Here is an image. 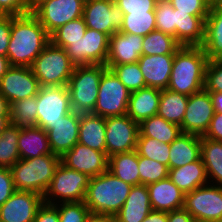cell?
Listing matches in <instances>:
<instances>
[{
  "mask_svg": "<svg viewBox=\"0 0 222 222\" xmlns=\"http://www.w3.org/2000/svg\"><path fill=\"white\" fill-rule=\"evenodd\" d=\"M50 43V35L31 13L12 15L10 41L6 57L10 66L31 67Z\"/></svg>",
  "mask_w": 222,
  "mask_h": 222,
  "instance_id": "6da1fadb",
  "label": "cell"
},
{
  "mask_svg": "<svg viewBox=\"0 0 222 222\" xmlns=\"http://www.w3.org/2000/svg\"><path fill=\"white\" fill-rule=\"evenodd\" d=\"M207 63L201 46H181L174 55L167 89L187 96L202 91Z\"/></svg>",
  "mask_w": 222,
  "mask_h": 222,
  "instance_id": "7a4b0ae2",
  "label": "cell"
},
{
  "mask_svg": "<svg viewBox=\"0 0 222 222\" xmlns=\"http://www.w3.org/2000/svg\"><path fill=\"white\" fill-rule=\"evenodd\" d=\"M131 188L132 185L107 170L90 178L84 203L91 214L115 216L124 205Z\"/></svg>",
  "mask_w": 222,
  "mask_h": 222,
  "instance_id": "3957f363",
  "label": "cell"
},
{
  "mask_svg": "<svg viewBox=\"0 0 222 222\" xmlns=\"http://www.w3.org/2000/svg\"><path fill=\"white\" fill-rule=\"evenodd\" d=\"M60 162L61 157L53 153L19 159L10 168L16 191H33L43 196Z\"/></svg>",
  "mask_w": 222,
  "mask_h": 222,
  "instance_id": "277c9868",
  "label": "cell"
},
{
  "mask_svg": "<svg viewBox=\"0 0 222 222\" xmlns=\"http://www.w3.org/2000/svg\"><path fill=\"white\" fill-rule=\"evenodd\" d=\"M106 65L75 66L67 84L72 110L80 114L92 113L98 98L101 76Z\"/></svg>",
  "mask_w": 222,
  "mask_h": 222,
  "instance_id": "5b68a950",
  "label": "cell"
},
{
  "mask_svg": "<svg viewBox=\"0 0 222 222\" xmlns=\"http://www.w3.org/2000/svg\"><path fill=\"white\" fill-rule=\"evenodd\" d=\"M31 69L38 79L40 87L67 86L75 65L64 48L57 47L50 42L36 57Z\"/></svg>",
  "mask_w": 222,
  "mask_h": 222,
  "instance_id": "8992f818",
  "label": "cell"
},
{
  "mask_svg": "<svg viewBox=\"0 0 222 222\" xmlns=\"http://www.w3.org/2000/svg\"><path fill=\"white\" fill-rule=\"evenodd\" d=\"M90 177L74 169L68 168L62 162L55 169L54 176L43 195L48 204L82 202L85 199Z\"/></svg>",
  "mask_w": 222,
  "mask_h": 222,
  "instance_id": "52a82bcc",
  "label": "cell"
},
{
  "mask_svg": "<svg viewBox=\"0 0 222 222\" xmlns=\"http://www.w3.org/2000/svg\"><path fill=\"white\" fill-rule=\"evenodd\" d=\"M130 94L113 71L107 68L101 76L97 102L91 114L104 118L125 115Z\"/></svg>",
  "mask_w": 222,
  "mask_h": 222,
  "instance_id": "ba28073f",
  "label": "cell"
},
{
  "mask_svg": "<svg viewBox=\"0 0 222 222\" xmlns=\"http://www.w3.org/2000/svg\"><path fill=\"white\" fill-rule=\"evenodd\" d=\"M183 208L196 222L222 220V186L208 183L186 193Z\"/></svg>",
  "mask_w": 222,
  "mask_h": 222,
  "instance_id": "9c48e42d",
  "label": "cell"
},
{
  "mask_svg": "<svg viewBox=\"0 0 222 222\" xmlns=\"http://www.w3.org/2000/svg\"><path fill=\"white\" fill-rule=\"evenodd\" d=\"M66 54L75 66L105 65L109 51V36L103 32L87 28L83 37L69 41Z\"/></svg>",
  "mask_w": 222,
  "mask_h": 222,
  "instance_id": "30bf717a",
  "label": "cell"
},
{
  "mask_svg": "<svg viewBox=\"0 0 222 222\" xmlns=\"http://www.w3.org/2000/svg\"><path fill=\"white\" fill-rule=\"evenodd\" d=\"M37 97V127L45 131L72 110L67 86L40 87Z\"/></svg>",
  "mask_w": 222,
  "mask_h": 222,
  "instance_id": "8fae6325",
  "label": "cell"
},
{
  "mask_svg": "<svg viewBox=\"0 0 222 222\" xmlns=\"http://www.w3.org/2000/svg\"><path fill=\"white\" fill-rule=\"evenodd\" d=\"M84 4L78 0H44L31 13L51 35L69 21L82 17Z\"/></svg>",
  "mask_w": 222,
  "mask_h": 222,
  "instance_id": "7c38bea8",
  "label": "cell"
},
{
  "mask_svg": "<svg viewBox=\"0 0 222 222\" xmlns=\"http://www.w3.org/2000/svg\"><path fill=\"white\" fill-rule=\"evenodd\" d=\"M82 17L87 28L111 37L115 32L120 31L124 13L114 0H88L84 4Z\"/></svg>",
  "mask_w": 222,
  "mask_h": 222,
  "instance_id": "4fadbf2b",
  "label": "cell"
},
{
  "mask_svg": "<svg viewBox=\"0 0 222 222\" xmlns=\"http://www.w3.org/2000/svg\"><path fill=\"white\" fill-rule=\"evenodd\" d=\"M106 154L130 152L136 149L139 124L127 114L105 118Z\"/></svg>",
  "mask_w": 222,
  "mask_h": 222,
  "instance_id": "5bb4252c",
  "label": "cell"
},
{
  "mask_svg": "<svg viewBox=\"0 0 222 222\" xmlns=\"http://www.w3.org/2000/svg\"><path fill=\"white\" fill-rule=\"evenodd\" d=\"M40 89L38 79L31 67L10 66L0 79V93L9 104L28 97L36 96Z\"/></svg>",
  "mask_w": 222,
  "mask_h": 222,
  "instance_id": "9a60e30c",
  "label": "cell"
},
{
  "mask_svg": "<svg viewBox=\"0 0 222 222\" xmlns=\"http://www.w3.org/2000/svg\"><path fill=\"white\" fill-rule=\"evenodd\" d=\"M214 113L211 97L205 89L190 95L182 125L180 126L182 133L203 136Z\"/></svg>",
  "mask_w": 222,
  "mask_h": 222,
  "instance_id": "2e32d148",
  "label": "cell"
},
{
  "mask_svg": "<svg viewBox=\"0 0 222 222\" xmlns=\"http://www.w3.org/2000/svg\"><path fill=\"white\" fill-rule=\"evenodd\" d=\"M43 196L33 191H15L0 206V222H33Z\"/></svg>",
  "mask_w": 222,
  "mask_h": 222,
  "instance_id": "e0dca14e",
  "label": "cell"
},
{
  "mask_svg": "<svg viewBox=\"0 0 222 222\" xmlns=\"http://www.w3.org/2000/svg\"><path fill=\"white\" fill-rule=\"evenodd\" d=\"M108 159L106 152L77 143L61 157V162L68 168L85 173L91 178L108 170Z\"/></svg>",
  "mask_w": 222,
  "mask_h": 222,
  "instance_id": "ac0fdd59",
  "label": "cell"
},
{
  "mask_svg": "<svg viewBox=\"0 0 222 222\" xmlns=\"http://www.w3.org/2000/svg\"><path fill=\"white\" fill-rule=\"evenodd\" d=\"M79 126L80 113L71 111L46 130L53 154L62 157L78 143Z\"/></svg>",
  "mask_w": 222,
  "mask_h": 222,
  "instance_id": "d6986e66",
  "label": "cell"
},
{
  "mask_svg": "<svg viewBox=\"0 0 222 222\" xmlns=\"http://www.w3.org/2000/svg\"><path fill=\"white\" fill-rule=\"evenodd\" d=\"M143 36L128 32H115L109 37V51L106 66L138 62L142 56Z\"/></svg>",
  "mask_w": 222,
  "mask_h": 222,
  "instance_id": "ffe728a7",
  "label": "cell"
},
{
  "mask_svg": "<svg viewBox=\"0 0 222 222\" xmlns=\"http://www.w3.org/2000/svg\"><path fill=\"white\" fill-rule=\"evenodd\" d=\"M175 54L142 55L138 64L147 87L165 90L168 87Z\"/></svg>",
  "mask_w": 222,
  "mask_h": 222,
  "instance_id": "44dd1931",
  "label": "cell"
},
{
  "mask_svg": "<svg viewBox=\"0 0 222 222\" xmlns=\"http://www.w3.org/2000/svg\"><path fill=\"white\" fill-rule=\"evenodd\" d=\"M154 211L170 212L183 208L184 195L169 177L147 185Z\"/></svg>",
  "mask_w": 222,
  "mask_h": 222,
  "instance_id": "7402d4cb",
  "label": "cell"
},
{
  "mask_svg": "<svg viewBox=\"0 0 222 222\" xmlns=\"http://www.w3.org/2000/svg\"><path fill=\"white\" fill-rule=\"evenodd\" d=\"M147 185H134L115 215L118 222H141L152 211Z\"/></svg>",
  "mask_w": 222,
  "mask_h": 222,
  "instance_id": "603a6c76",
  "label": "cell"
},
{
  "mask_svg": "<svg viewBox=\"0 0 222 222\" xmlns=\"http://www.w3.org/2000/svg\"><path fill=\"white\" fill-rule=\"evenodd\" d=\"M161 90L144 87L130 94L127 115L140 124L143 120L157 115Z\"/></svg>",
  "mask_w": 222,
  "mask_h": 222,
  "instance_id": "cb8c5ba5",
  "label": "cell"
},
{
  "mask_svg": "<svg viewBox=\"0 0 222 222\" xmlns=\"http://www.w3.org/2000/svg\"><path fill=\"white\" fill-rule=\"evenodd\" d=\"M206 17L175 9L176 40L182 46H201L204 41Z\"/></svg>",
  "mask_w": 222,
  "mask_h": 222,
  "instance_id": "d4e9b609",
  "label": "cell"
},
{
  "mask_svg": "<svg viewBox=\"0 0 222 222\" xmlns=\"http://www.w3.org/2000/svg\"><path fill=\"white\" fill-rule=\"evenodd\" d=\"M201 47L208 60L222 59V2L210 7L205 19L204 41Z\"/></svg>",
  "mask_w": 222,
  "mask_h": 222,
  "instance_id": "484cf974",
  "label": "cell"
},
{
  "mask_svg": "<svg viewBox=\"0 0 222 222\" xmlns=\"http://www.w3.org/2000/svg\"><path fill=\"white\" fill-rule=\"evenodd\" d=\"M201 158V136L182 133L170 144L169 169L178 168Z\"/></svg>",
  "mask_w": 222,
  "mask_h": 222,
  "instance_id": "4316f807",
  "label": "cell"
},
{
  "mask_svg": "<svg viewBox=\"0 0 222 222\" xmlns=\"http://www.w3.org/2000/svg\"><path fill=\"white\" fill-rule=\"evenodd\" d=\"M18 149L20 159L52 154L47 132L37 126H20Z\"/></svg>",
  "mask_w": 222,
  "mask_h": 222,
  "instance_id": "83f0119b",
  "label": "cell"
},
{
  "mask_svg": "<svg viewBox=\"0 0 222 222\" xmlns=\"http://www.w3.org/2000/svg\"><path fill=\"white\" fill-rule=\"evenodd\" d=\"M78 143L106 152L105 118L91 113L80 114Z\"/></svg>",
  "mask_w": 222,
  "mask_h": 222,
  "instance_id": "f1b7e54d",
  "label": "cell"
},
{
  "mask_svg": "<svg viewBox=\"0 0 222 222\" xmlns=\"http://www.w3.org/2000/svg\"><path fill=\"white\" fill-rule=\"evenodd\" d=\"M168 177L185 194L209 183L202 158L184 166L169 169Z\"/></svg>",
  "mask_w": 222,
  "mask_h": 222,
  "instance_id": "f546056e",
  "label": "cell"
},
{
  "mask_svg": "<svg viewBox=\"0 0 222 222\" xmlns=\"http://www.w3.org/2000/svg\"><path fill=\"white\" fill-rule=\"evenodd\" d=\"M108 171L132 186L140 185L136 150L111 155L108 159Z\"/></svg>",
  "mask_w": 222,
  "mask_h": 222,
  "instance_id": "4dcf8cb0",
  "label": "cell"
},
{
  "mask_svg": "<svg viewBox=\"0 0 222 222\" xmlns=\"http://www.w3.org/2000/svg\"><path fill=\"white\" fill-rule=\"evenodd\" d=\"M181 134L179 125L158 115L145 119L139 124L138 137H150L162 143L171 144Z\"/></svg>",
  "mask_w": 222,
  "mask_h": 222,
  "instance_id": "1f68e13d",
  "label": "cell"
},
{
  "mask_svg": "<svg viewBox=\"0 0 222 222\" xmlns=\"http://www.w3.org/2000/svg\"><path fill=\"white\" fill-rule=\"evenodd\" d=\"M201 158L209 183L222 186V142L201 136Z\"/></svg>",
  "mask_w": 222,
  "mask_h": 222,
  "instance_id": "d6a6232c",
  "label": "cell"
},
{
  "mask_svg": "<svg viewBox=\"0 0 222 222\" xmlns=\"http://www.w3.org/2000/svg\"><path fill=\"white\" fill-rule=\"evenodd\" d=\"M189 96L171 91L161 90L157 115L165 120L182 125Z\"/></svg>",
  "mask_w": 222,
  "mask_h": 222,
  "instance_id": "836d02e7",
  "label": "cell"
},
{
  "mask_svg": "<svg viewBox=\"0 0 222 222\" xmlns=\"http://www.w3.org/2000/svg\"><path fill=\"white\" fill-rule=\"evenodd\" d=\"M181 46L172 35L154 30L143 37L142 55L175 54Z\"/></svg>",
  "mask_w": 222,
  "mask_h": 222,
  "instance_id": "e575fe53",
  "label": "cell"
},
{
  "mask_svg": "<svg viewBox=\"0 0 222 222\" xmlns=\"http://www.w3.org/2000/svg\"><path fill=\"white\" fill-rule=\"evenodd\" d=\"M20 126L9 124L0 134V167L11 168L19 159Z\"/></svg>",
  "mask_w": 222,
  "mask_h": 222,
  "instance_id": "d590c367",
  "label": "cell"
},
{
  "mask_svg": "<svg viewBox=\"0 0 222 222\" xmlns=\"http://www.w3.org/2000/svg\"><path fill=\"white\" fill-rule=\"evenodd\" d=\"M37 97L32 96L10 104V123L17 126H36Z\"/></svg>",
  "mask_w": 222,
  "mask_h": 222,
  "instance_id": "8d00e7d4",
  "label": "cell"
},
{
  "mask_svg": "<svg viewBox=\"0 0 222 222\" xmlns=\"http://www.w3.org/2000/svg\"><path fill=\"white\" fill-rule=\"evenodd\" d=\"M154 30H156L155 11H149L146 13L124 14L120 32H128L144 37Z\"/></svg>",
  "mask_w": 222,
  "mask_h": 222,
  "instance_id": "74e56055",
  "label": "cell"
},
{
  "mask_svg": "<svg viewBox=\"0 0 222 222\" xmlns=\"http://www.w3.org/2000/svg\"><path fill=\"white\" fill-rule=\"evenodd\" d=\"M87 26L83 17L69 21L50 35V42L60 48L69 46V41H77L84 36Z\"/></svg>",
  "mask_w": 222,
  "mask_h": 222,
  "instance_id": "f35d334b",
  "label": "cell"
},
{
  "mask_svg": "<svg viewBox=\"0 0 222 222\" xmlns=\"http://www.w3.org/2000/svg\"><path fill=\"white\" fill-rule=\"evenodd\" d=\"M135 150L138 156L156 160L169 169L170 144L162 143L150 137H138Z\"/></svg>",
  "mask_w": 222,
  "mask_h": 222,
  "instance_id": "ab89813d",
  "label": "cell"
},
{
  "mask_svg": "<svg viewBox=\"0 0 222 222\" xmlns=\"http://www.w3.org/2000/svg\"><path fill=\"white\" fill-rule=\"evenodd\" d=\"M109 69L118 77L121 83L132 93L147 87L138 62L122 65H112Z\"/></svg>",
  "mask_w": 222,
  "mask_h": 222,
  "instance_id": "60d3db41",
  "label": "cell"
},
{
  "mask_svg": "<svg viewBox=\"0 0 222 222\" xmlns=\"http://www.w3.org/2000/svg\"><path fill=\"white\" fill-rule=\"evenodd\" d=\"M140 184L149 185L168 177L169 169L160 162L138 156Z\"/></svg>",
  "mask_w": 222,
  "mask_h": 222,
  "instance_id": "b9f144b4",
  "label": "cell"
},
{
  "mask_svg": "<svg viewBox=\"0 0 222 222\" xmlns=\"http://www.w3.org/2000/svg\"><path fill=\"white\" fill-rule=\"evenodd\" d=\"M156 30L172 35L176 38L175 8L169 1L156 3L155 6Z\"/></svg>",
  "mask_w": 222,
  "mask_h": 222,
  "instance_id": "7bdbcfd3",
  "label": "cell"
},
{
  "mask_svg": "<svg viewBox=\"0 0 222 222\" xmlns=\"http://www.w3.org/2000/svg\"><path fill=\"white\" fill-rule=\"evenodd\" d=\"M55 206L58 209L60 222H87L92 215L84 201L59 203Z\"/></svg>",
  "mask_w": 222,
  "mask_h": 222,
  "instance_id": "ee69618b",
  "label": "cell"
},
{
  "mask_svg": "<svg viewBox=\"0 0 222 222\" xmlns=\"http://www.w3.org/2000/svg\"><path fill=\"white\" fill-rule=\"evenodd\" d=\"M204 89L207 92H222V59L208 60Z\"/></svg>",
  "mask_w": 222,
  "mask_h": 222,
  "instance_id": "f6af8a7d",
  "label": "cell"
},
{
  "mask_svg": "<svg viewBox=\"0 0 222 222\" xmlns=\"http://www.w3.org/2000/svg\"><path fill=\"white\" fill-rule=\"evenodd\" d=\"M179 11L189 12L195 16H208L210 5L206 0H168Z\"/></svg>",
  "mask_w": 222,
  "mask_h": 222,
  "instance_id": "bcb514c9",
  "label": "cell"
},
{
  "mask_svg": "<svg viewBox=\"0 0 222 222\" xmlns=\"http://www.w3.org/2000/svg\"><path fill=\"white\" fill-rule=\"evenodd\" d=\"M114 2L124 14L154 11L156 6L154 0H114Z\"/></svg>",
  "mask_w": 222,
  "mask_h": 222,
  "instance_id": "7dc6e473",
  "label": "cell"
},
{
  "mask_svg": "<svg viewBox=\"0 0 222 222\" xmlns=\"http://www.w3.org/2000/svg\"><path fill=\"white\" fill-rule=\"evenodd\" d=\"M16 191L9 168L0 167V206Z\"/></svg>",
  "mask_w": 222,
  "mask_h": 222,
  "instance_id": "c3c4849f",
  "label": "cell"
},
{
  "mask_svg": "<svg viewBox=\"0 0 222 222\" xmlns=\"http://www.w3.org/2000/svg\"><path fill=\"white\" fill-rule=\"evenodd\" d=\"M3 15H23L29 13L26 0H0Z\"/></svg>",
  "mask_w": 222,
  "mask_h": 222,
  "instance_id": "681fc988",
  "label": "cell"
},
{
  "mask_svg": "<svg viewBox=\"0 0 222 222\" xmlns=\"http://www.w3.org/2000/svg\"><path fill=\"white\" fill-rule=\"evenodd\" d=\"M12 15L0 17V55L5 56L10 41Z\"/></svg>",
  "mask_w": 222,
  "mask_h": 222,
  "instance_id": "f907efd6",
  "label": "cell"
},
{
  "mask_svg": "<svg viewBox=\"0 0 222 222\" xmlns=\"http://www.w3.org/2000/svg\"><path fill=\"white\" fill-rule=\"evenodd\" d=\"M33 222H60L57 207L44 202L39 207Z\"/></svg>",
  "mask_w": 222,
  "mask_h": 222,
  "instance_id": "816d5d0a",
  "label": "cell"
},
{
  "mask_svg": "<svg viewBox=\"0 0 222 222\" xmlns=\"http://www.w3.org/2000/svg\"><path fill=\"white\" fill-rule=\"evenodd\" d=\"M202 137L222 142V113H214L208 129Z\"/></svg>",
  "mask_w": 222,
  "mask_h": 222,
  "instance_id": "f5cc1de1",
  "label": "cell"
},
{
  "mask_svg": "<svg viewBox=\"0 0 222 222\" xmlns=\"http://www.w3.org/2000/svg\"><path fill=\"white\" fill-rule=\"evenodd\" d=\"M168 222H196L184 208L168 212Z\"/></svg>",
  "mask_w": 222,
  "mask_h": 222,
  "instance_id": "db71d44e",
  "label": "cell"
},
{
  "mask_svg": "<svg viewBox=\"0 0 222 222\" xmlns=\"http://www.w3.org/2000/svg\"><path fill=\"white\" fill-rule=\"evenodd\" d=\"M141 222H168V212L152 210Z\"/></svg>",
  "mask_w": 222,
  "mask_h": 222,
  "instance_id": "11a10c76",
  "label": "cell"
},
{
  "mask_svg": "<svg viewBox=\"0 0 222 222\" xmlns=\"http://www.w3.org/2000/svg\"><path fill=\"white\" fill-rule=\"evenodd\" d=\"M215 113H222V92H209Z\"/></svg>",
  "mask_w": 222,
  "mask_h": 222,
  "instance_id": "9f6ffc18",
  "label": "cell"
},
{
  "mask_svg": "<svg viewBox=\"0 0 222 222\" xmlns=\"http://www.w3.org/2000/svg\"><path fill=\"white\" fill-rule=\"evenodd\" d=\"M87 222H118L116 216L92 214Z\"/></svg>",
  "mask_w": 222,
  "mask_h": 222,
  "instance_id": "6f0895ef",
  "label": "cell"
},
{
  "mask_svg": "<svg viewBox=\"0 0 222 222\" xmlns=\"http://www.w3.org/2000/svg\"><path fill=\"white\" fill-rule=\"evenodd\" d=\"M0 116H10V104L0 93Z\"/></svg>",
  "mask_w": 222,
  "mask_h": 222,
  "instance_id": "680465c9",
  "label": "cell"
},
{
  "mask_svg": "<svg viewBox=\"0 0 222 222\" xmlns=\"http://www.w3.org/2000/svg\"><path fill=\"white\" fill-rule=\"evenodd\" d=\"M10 67V63L7 57L0 55V79L7 72Z\"/></svg>",
  "mask_w": 222,
  "mask_h": 222,
  "instance_id": "91938a15",
  "label": "cell"
},
{
  "mask_svg": "<svg viewBox=\"0 0 222 222\" xmlns=\"http://www.w3.org/2000/svg\"><path fill=\"white\" fill-rule=\"evenodd\" d=\"M10 124V116H0V134Z\"/></svg>",
  "mask_w": 222,
  "mask_h": 222,
  "instance_id": "94428289",
  "label": "cell"
},
{
  "mask_svg": "<svg viewBox=\"0 0 222 222\" xmlns=\"http://www.w3.org/2000/svg\"><path fill=\"white\" fill-rule=\"evenodd\" d=\"M29 11L31 12L37 5L42 3L44 0H26Z\"/></svg>",
  "mask_w": 222,
  "mask_h": 222,
  "instance_id": "6125c7cd",
  "label": "cell"
},
{
  "mask_svg": "<svg viewBox=\"0 0 222 222\" xmlns=\"http://www.w3.org/2000/svg\"><path fill=\"white\" fill-rule=\"evenodd\" d=\"M210 6L218 4L220 2H222V0H206Z\"/></svg>",
  "mask_w": 222,
  "mask_h": 222,
  "instance_id": "be15d7a7",
  "label": "cell"
},
{
  "mask_svg": "<svg viewBox=\"0 0 222 222\" xmlns=\"http://www.w3.org/2000/svg\"><path fill=\"white\" fill-rule=\"evenodd\" d=\"M156 3H160V2H163V1H168V0H154Z\"/></svg>",
  "mask_w": 222,
  "mask_h": 222,
  "instance_id": "e7e4bbea",
  "label": "cell"
},
{
  "mask_svg": "<svg viewBox=\"0 0 222 222\" xmlns=\"http://www.w3.org/2000/svg\"><path fill=\"white\" fill-rule=\"evenodd\" d=\"M81 1L83 4H85L88 0H78Z\"/></svg>",
  "mask_w": 222,
  "mask_h": 222,
  "instance_id": "03108f58",
  "label": "cell"
}]
</instances>
